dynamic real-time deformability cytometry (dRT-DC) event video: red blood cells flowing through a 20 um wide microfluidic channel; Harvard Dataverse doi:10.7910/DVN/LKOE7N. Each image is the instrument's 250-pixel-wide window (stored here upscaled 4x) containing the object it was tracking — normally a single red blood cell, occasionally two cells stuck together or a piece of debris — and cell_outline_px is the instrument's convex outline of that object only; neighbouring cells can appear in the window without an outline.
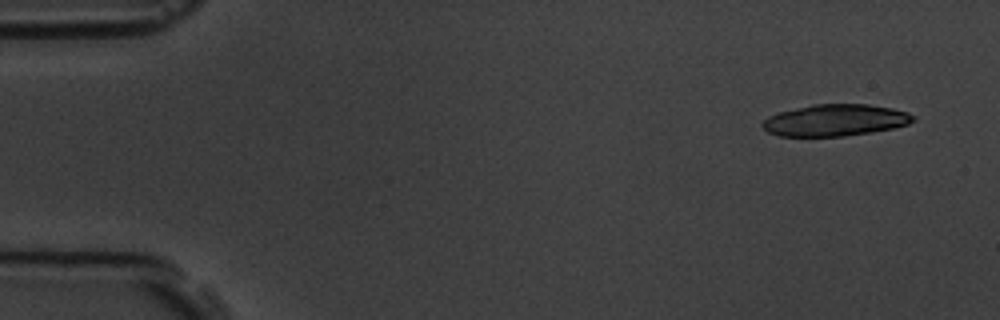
{"species": "common noctule bat (a hibernating species)", "species_latin": "Nyctalus noctula", "temperature_condition": "room temperature", "stored_images_in_passage": 6, "camera_frame_rate_fps": 3000, "um_per_image_px": 0.085, "animal": {"sex": "male", "body_mass_g": 19.5, "forearm_length_mm": 54.6}, "frame": {"image": 1, "passage_image": 1, "time_ms": 0.0, "image_size_px": [1000, 320], "cell_outline_px": [[916, 120], [908, 124], [892, 128], [872, 132], [844, 136], [780, 136], [768, 132], [760, 124], [768, 116], [780, 112], [812, 104], [868, 104], [892, 108], [908, 112], [916, 116]], "centroid_in_image_um": [71.02, 10.21], "position_along_channel_um": 14.0, "area_um2": 27.86}}
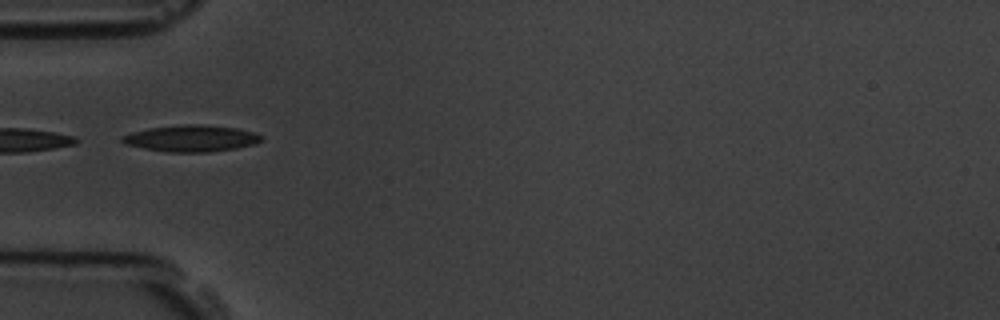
{"frame": {"image": 2, "passage_image": 5, "time_ms": 4.667, "image_size_px": [1000, 320], "cell_outline_px": [[264, 136], [260, 140], [252, 144], [236, 148], [208, 152], [168, 152], [144, 148], [124, 144], [120, 140], [120, 136], [132, 132], [148, 128], [180, 124], [204, 124], [236, 128], [252, 132]], "centroid_in_image_um": [16.2, 11.75], "position_along_channel_um": 68.8, "area_um2": 21.5}}
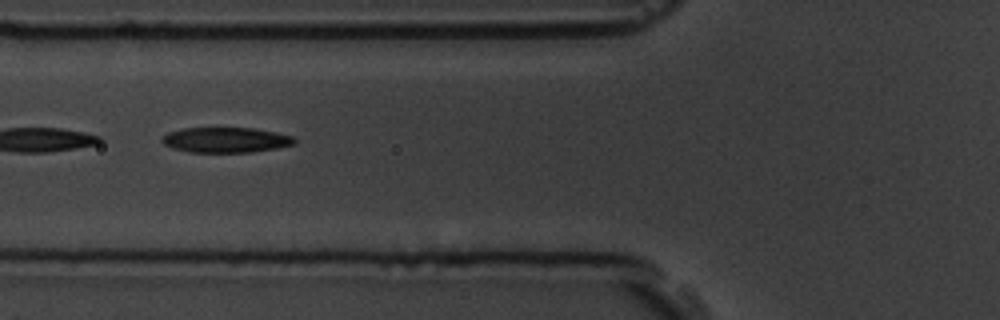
{"frame": {"image": 3, "passage_image": 6, "time_ms": 5.667, "image_size_px": [1000, 320], "cell_outline_px": [[296, 144], [276, 148], [252, 152], [188, 152], [172, 148], [164, 144], [160, 140], [168, 132], [184, 128], [256, 128], [276, 132], [292, 136], [296, 140]], "centroid_in_image_um": [19.2, 11.89], "position_along_channel_um": 106.6, "area_um2": 19.54}}